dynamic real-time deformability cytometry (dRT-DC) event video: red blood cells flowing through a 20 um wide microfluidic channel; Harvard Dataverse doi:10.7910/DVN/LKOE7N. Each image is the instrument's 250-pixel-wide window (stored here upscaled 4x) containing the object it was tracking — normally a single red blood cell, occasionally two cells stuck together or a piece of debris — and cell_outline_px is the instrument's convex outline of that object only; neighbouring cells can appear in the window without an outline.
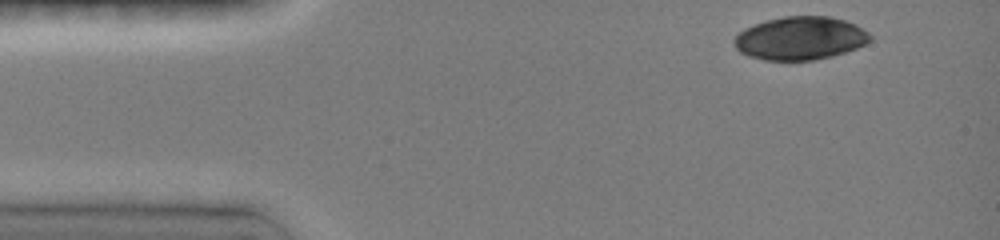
{"species": "common noctule bat (a hibernating species)", "species_latin": "Nyctalus noctula", "temperature_condition": "room temperature", "stored_images_in_passage": 5, "camera_frame_rate_fps": 3000, "um_per_image_px": 0.085, "animal": {"sex": "female", "body_mass_g": 19.0, "forearm_length_mm": 51.5}, "frame": {"image": 1, "passage_image": 1, "time_ms": 0.0, "image_size_px": [1000, 240], "cell_outline_px": [[872, 40], [856, 48], [832, 56], [812, 60], [764, 60], [748, 56], [740, 52], [736, 48], [736, 36], [744, 28], [768, 20], [784, 16], [828, 16], [844, 20], [856, 24], [868, 32], [872, 36]], "centroid_in_image_um": [68.05, 3.25], "position_along_channel_um": 17.0, "area_um2": 33.99}}